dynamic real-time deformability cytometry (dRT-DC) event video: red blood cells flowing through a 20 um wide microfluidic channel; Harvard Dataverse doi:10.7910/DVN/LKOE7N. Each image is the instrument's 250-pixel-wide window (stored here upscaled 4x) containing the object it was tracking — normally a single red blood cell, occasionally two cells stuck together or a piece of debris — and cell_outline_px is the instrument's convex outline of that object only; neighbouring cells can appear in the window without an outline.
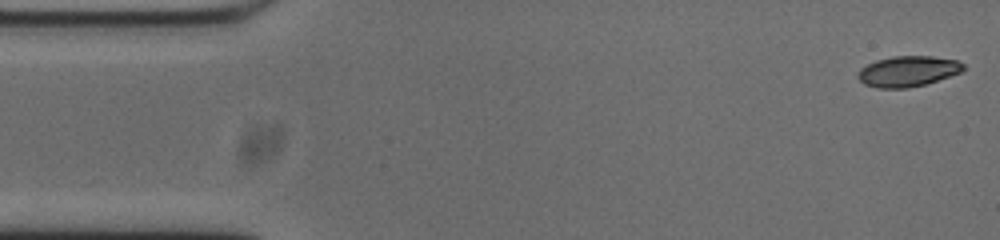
{"species": "common noctule bat (a hibernating species)", "species_latin": "Nyctalus noctula", "temperature_condition": "cold", "stored_images_in_passage": 53, "camera_frame_rate_fps": 3000, "um_per_image_px": 0.085, "animal": {"sex": "male", "body_mass_g": 20.0, "forearm_length_mm": 53.3}, "frame": {"image": 1, "passage_image": 1, "time_ms": 0.0, "image_size_px": [1000, 240], "cell_outline_px": [[964, 68], [960, 72], [924, 84], [908, 88], [876, 88], [864, 84], [856, 76], [860, 68], [876, 60], [892, 56], [932, 56], [956, 60], [964, 64]], "centroid_in_image_um": [77.12, 6.05], "position_along_channel_um": 7.9, "area_um2": 18.67}}
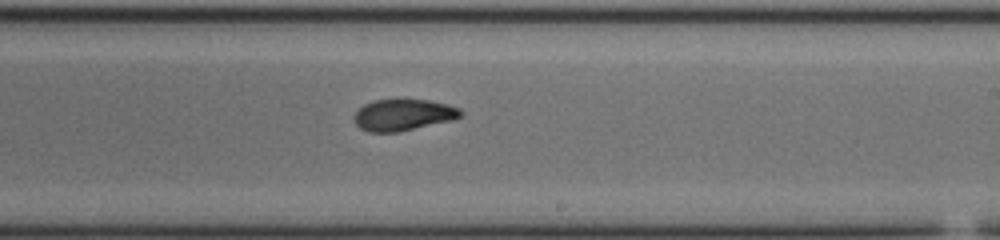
{"frame": {"image": 2, "passage_image": 30, "time_ms": 9.667, "image_size_px": [1000, 240], "cell_outline_px": [[464, 112], [460, 116], [452, 120], [400, 132], [368, 132], [360, 128], [356, 124], [352, 116], [364, 104], [372, 100], [428, 100], [448, 104], [460, 108]], "centroid_in_image_um": [34.27, 9.77], "position_along_channel_um": 254.7, "area_um2": 19.59}}
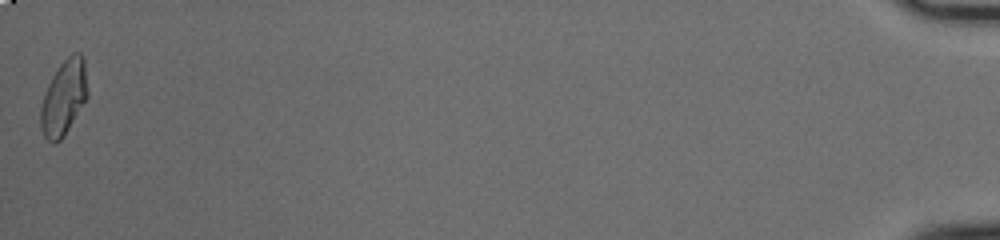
{"frame": {"image": 3, "passage_image": 53, "time_ms": 17.333, "image_size_px": [1000, 240], "cell_outline_px": [[88, 96], [64, 136], [60, 140], [52, 144], [44, 136], [40, 124], [40, 108], [48, 84], [52, 76], [60, 64], [72, 52], [80, 52], [84, 56], [88, 92]], "centroid_in_image_um": [5.43, 8.27], "position_along_channel_um": 429.8, "area_um2": 20.52}, "authors_computed_cell_mechanics": {"area_um2": 19.8254, "velocity_mm_per_s": 3.7229, "shape_relaxation_time_tau1_ms": 10.7432, "shape_relaxation_time_tau2_ms": 2.4331, "deformation_change_tau1": 0.2662, "deformation_change_tau2": 0.0757}}